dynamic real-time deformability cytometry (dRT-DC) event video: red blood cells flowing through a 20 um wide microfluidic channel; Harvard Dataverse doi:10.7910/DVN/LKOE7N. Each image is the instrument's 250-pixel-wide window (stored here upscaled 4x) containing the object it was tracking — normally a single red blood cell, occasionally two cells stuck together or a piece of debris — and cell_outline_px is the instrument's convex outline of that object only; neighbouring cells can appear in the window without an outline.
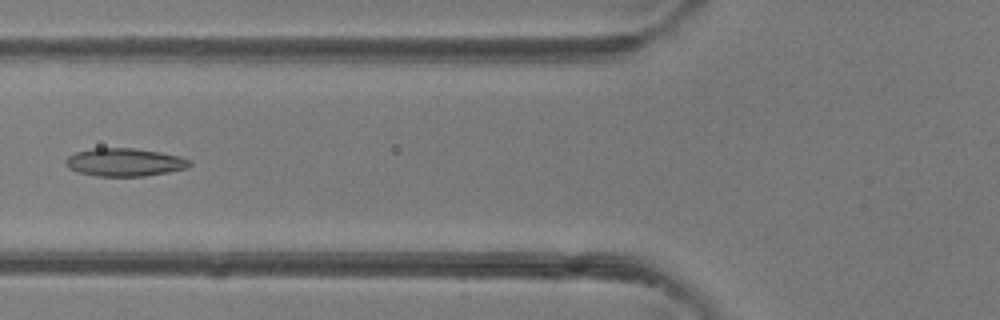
{"species": "common noctule bat (a hibernating species)", "species_latin": "Nyctalus noctula", "temperature_condition": "room temperature", "stored_images_in_passage": 5, "camera_frame_rate_fps": 3000, "um_per_image_px": 0.085, "animal": {"sex": "female"}, "frame": {"image": 1, "passage_image": 5, "time_ms": 4.333, "image_size_px": [1000, 320], "cell_outline_px": [[192, 164], [188, 168], [168, 172], [144, 176], [96, 176], [80, 172], [68, 168], [64, 164], [64, 160], [68, 156], [76, 152], [92, 148], [132, 148], [160, 152], [180, 156], [192, 160]], "centroid_in_image_um": [10.6, 13.79], "position_along_channel_um": 115.2, "area_um2": 20.35}}